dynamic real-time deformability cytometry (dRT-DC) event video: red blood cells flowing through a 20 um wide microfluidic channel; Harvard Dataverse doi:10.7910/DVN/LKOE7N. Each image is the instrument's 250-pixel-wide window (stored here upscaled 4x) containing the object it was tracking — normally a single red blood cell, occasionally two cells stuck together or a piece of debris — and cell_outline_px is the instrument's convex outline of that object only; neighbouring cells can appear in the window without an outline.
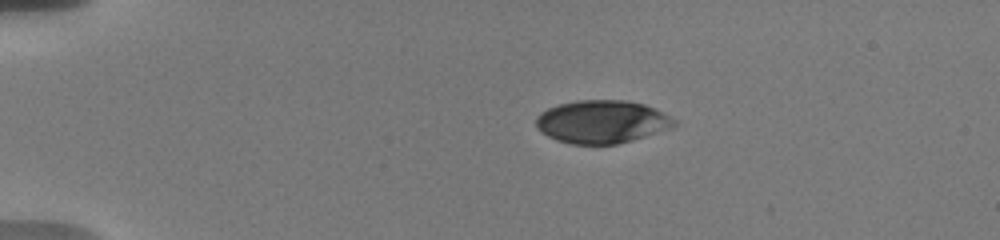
{"species": "human", "species_latin": "Homo sapiens", "temperature_condition": "warm", "stored_images_in_passage": 12, "camera_frame_rate_fps": 3000, "um_per_image_px": 0.085, "donor": {"sex": "male"}, "frame": {"image": 1, "passage_image": 1, "time_ms": 0.0, "image_size_px": [1000, 240], "cell_outline_px": [[676, 124], [672, 128], [632, 140], [616, 144], [572, 144], [556, 140], [540, 132], [536, 128], [536, 116], [540, 112], [548, 108], [560, 104], [576, 100], [624, 100], [644, 104], [676, 120]], "centroid_in_image_um": [51.12, 10.35], "position_along_channel_um": 33.9, "area_um2": 34.51}}
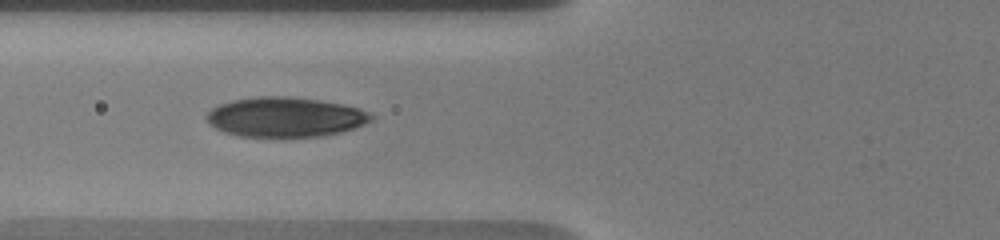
{"frame": {"image": 2, "passage_image": 11, "time_ms": 3.667, "image_size_px": [1000, 240], "cell_outline_px": [[372, 120], [364, 124], [340, 132], [324, 136], [240, 136], [224, 132], [208, 124], [204, 116], [212, 108], [220, 104], [232, 100], [256, 96], [288, 96], [320, 100], [344, 104], [360, 108], [368, 112], [372, 116]], "centroid_in_image_um": [24.22, 9.94], "position_along_channel_um": 101.6, "area_um2": 38.15}}
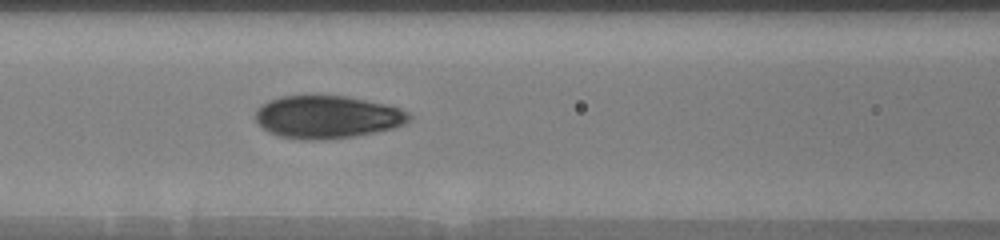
{"frame": {"image": 3, "passage_image": 12, "time_ms": 4.667, "image_size_px": [1000, 240], "cell_outline_px": [[412, 120], [404, 124], [392, 128], [352, 136], [328, 140], [308, 140], [280, 136], [268, 132], [256, 120], [256, 112], [268, 100], [280, 96], [312, 92], [348, 96], [388, 104], [400, 108], [408, 112], [412, 116]], "centroid_in_image_um": [27.83, 9.89], "position_along_channel_um": 138.8, "area_um2": 39.13}}